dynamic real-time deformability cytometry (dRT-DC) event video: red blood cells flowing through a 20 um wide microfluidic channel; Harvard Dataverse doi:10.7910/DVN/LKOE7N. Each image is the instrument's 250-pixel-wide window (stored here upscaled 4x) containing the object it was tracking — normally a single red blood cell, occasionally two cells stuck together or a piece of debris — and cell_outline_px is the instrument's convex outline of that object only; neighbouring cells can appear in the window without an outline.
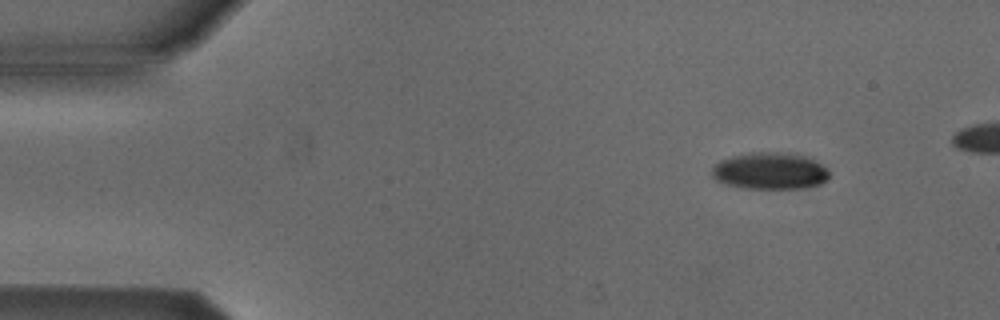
{"species": "Egyptian fruit bat (a non-hibernating species)", "species_latin": "Rousettus aegyptiacus", "temperature_condition": "cold", "stored_images_in_passage": 44, "camera_frame_rate_fps": 3000, "um_per_image_px": 0.085, "animal": {"sex": "male"}, "frame": {"image": 1, "passage_image": 1, "time_ms": 0.0, "image_size_px": [1000, 320], "cell_outline_px": [[828, 176], [820, 184], [804, 188], [748, 188], [724, 184], [716, 180], [712, 176], [712, 168], [720, 160], [732, 156], [752, 152], [788, 152], [804, 156], [828, 168]], "centroid_in_image_um": [65.42, 14.52], "position_along_channel_um": 19.6, "area_um2": 25.03}}
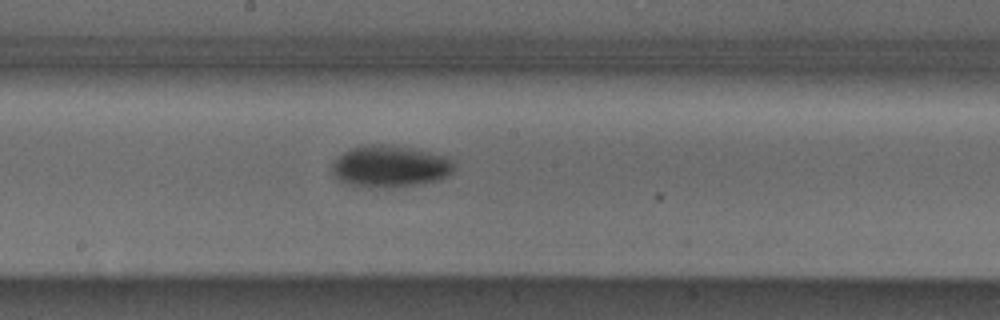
{"frame": {"image": 2, "passage_image": 23, "time_ms": 7.333, "image_size_px": [1000, 320], "cell_outline_px": [[456, 164], [452, 172], [448, 176], [440, 180], [420, 184], [392, 188], [368, 188], [348, 184], [340, 180], [332, 172], [332, 164], [344, 152], [352, 148], [368, 144], [392, 144], [448, 156]], "centroid_in_image_um": [33.2, 14.15], "position_along_channel_um": 215.0, "area_um2": 30.11}}
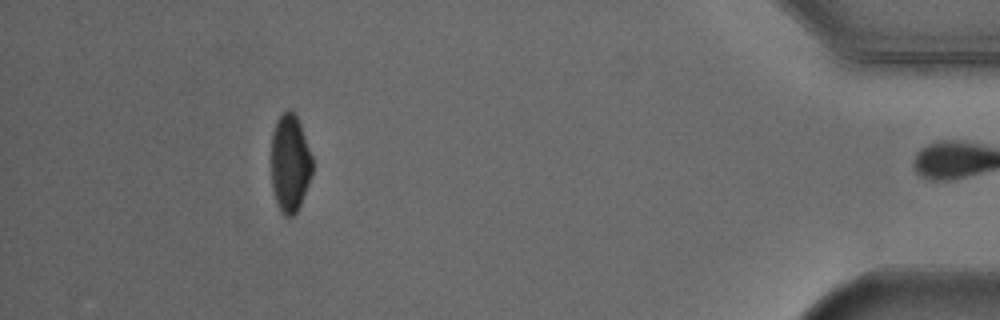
{"frame": {"image": 3, "passage_image": 43, "time_ms": 14.0, "image_size_px": [1000, 320], "cell_outline_px": [[312, 172], [308, 184], [300, 204], [296, 212], [292, 216], [284, 216], [280, 212], [276, 204], [272, 188], [272, 132], [276, 120], [288, 108], [296, 116], [300, 124], [312, 156]], "centroid_in_image_um": [24.63, 13.89], "position_along_channel_um": 410.6, "area_um2": 23.29}, "authors_computed_cell_mechanics": {"area_um2": 26.9637, "velocity_mm_per_s": 3.8652, "shape_relaxation_time_tau1_ms": 6.2473, "shape_relaxation_time_tau2_ms": null, "deformation_change_tau1": 0.1422, "deformation_change_tau2": null}}